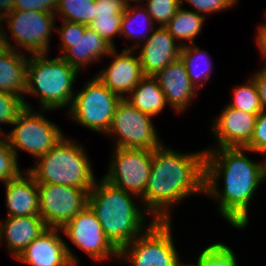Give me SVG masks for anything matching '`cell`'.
Returning <instances> with one entry per match:
<instances>
[{"label": "cell", "instance_id": "4", "mask_svg": "<svg viewBox=\"0 0 266 266\" xmlns=\"http://www.w3.org/2000/svg\"><path fill=\"white\" fill-rule=\"evenodd\" d=\"M48 54L28 57L25 96L39 97L40 109L71 108L74 84L81 73L69 65L60 55L49 59Z\"/></svg>", "mask_w": 266, "mask_h": 266}, {"label": "cell", "instance_id": "31", "mask_svg": "<svg viewBox=\"0 0 266 266\" xmlns=\"http://www.w3.org/2000/svg\"><path fill=\"white\" fill-rule=\"evenodd\" d=\"M147 9L154 24L164 27L181 7V0H145ZM157 22V23H156Z\"/></svg>", "mask_w": 266, "mask_h": 266}, {"label": "cell", "instance_id": "21", "mask_svg": "<svg viewBox=\"0 0 266 266\" xmlns=\"http://www.w3.org/2000/svg\"><path fill=\"white\" fill-rule=\"evenodd\" d=\"M5 184L8 216H40L38 184L26 170Z\"/></svg>", "mask_w": 266, "mask_h": 266}, {"label": "cell", "instance_id": "28", "mask_svg": "<svg viewBox=\"0 0 266 266\" xmlns=\"http://www.w3.org/2000/svg\"><path fill=\"white\" fill-rule=\"evenodd\" d=\"M233 89L232 100L226 105L255 115L262 111L258 89L253 78Z\"/></svg>", "mask_w": 266, "mask_h": 266}, {"label": "cell", "instance_id": "7", "mask_svg": "<svg viewBox=\"0 0 266 266\" xmlns=\"http://www.w3.org/2000/svg\"><path fill=\"white\" fill-rule=\"evenodd\" d=\"M39 111L36 112L33 107H25L11 125L13 129L5 134L17 158L21 150L37 159L49 152L64 137L61 128L43 115L45 111L51 110Z\"/></svg>", "mask_w": 266, "mask_h": 266}, {"label": "cell", "instance_id": "33", "mask_svg": "<svg viewBox=\"0 0 266 266\" xmlns=\"http://www.w3.org/2000/svg\"><path fill=\"white\" fill-rule=\"evenodd\" d=\"M24 108V100L21 97L0 91V126L3 123L11 126ZM2 129L3 127H0V134H5Z\"/></svg>", "mask_w": 266, "mask_h": 266}, {"label": "cell", "instance_id": "11", "mask_svg": "<svg viewBox=\"0 0 266 266\" xmlns=\"http://www.w3.org/2000/svg\"><path fill=\"white\" fill-rule=\"evenodd\" d=\"M56 26L60 36L61 57L72 67L83 71L84 67L107 57L113 47L89 25L61 21Z\"/></svg>", "mask_w": 266, "mask_h": 266}, {"label": "cell", "instance_id": "2", "mask_svg": "<svg viewBox=\"0 0 266 266\" xmlns=\"http://www.w3.org/2000/svg\"><path fill=\"white\" fill-rule=\"evenodd\" d=\"M206 150L182 153L162 144L153 150L145 194L140 205L155 221H171L170 209L191 194H205Z\"/></svg>", "mask_w": 266, "mask_h": 266}, {"label": "cell", "instance_id": "27", "mask_svg": "<svg viewBox=\"0 0 266 266\" xmlns=\"http://www.w3.org/2000/svg\"><path fill=\"white\" fill-rule=\"evenodd\" d=\"M95 7V0H57L55 15L62 21L90 25L95 19Z\"/></svg>", "mask_w": 266, "mask_h": 266}, {"label": "cell", "instance_id": "39", "mask_svg": "<svg viewBox=\"0 0 266 266\" xmlns=\"http://www.w3.org/2000/svg\"><path fill=\"white\" fill-rule=\"evenodd\" d=\"M262 24V25H261ZM258 27L257 30V34H256V44L258 49L260 50L259 52H261V57H263V59L266 62V23H261ZM265 67H266V63Z\"/></svg>", "mask_w": 266, "mask_h": 266}, {"label": "cell", "instance_id": "1", "mask_svg": "<svg viewBox=\"0 0 266 266\" xmlns=\"http://www.w3.org/2000/svg\"><path fill=\"white\" fill-rule=\"evenodd\" d=\"M205 154V194L218 201V210L231 226L248 225L250 200L266 180V158L254 162L245 147L209 148ZM223 179V190L217 183Z\"/></svg>", "mask_w": 266, "mask_h": 266}, {"label": "cell", "instance_id": "41", "mask_svg": "<svg viewBox=\"0 0 266 266\" xmlns=\"http://www.w3.org/2000/svg\"><path fill=\"white\" fill-rule=\"evenodd\" d=\"M14 11V0H0V13L8 16Z\"/></svg>", "mask_w": 266, "mask_h": 266}, {"label": "cell", "instance_id": "30", "mask_svg": "<svg viewBox=\"0 0 266 266\" xmlns=\"http://www.w3.org/2000/svg\"><path fill=\"white\" fill-rule=\"evenodd\" d=\"M21 170L18 158L11 149L5 134H0V181L7 183L18 177L23 172Z\"/></svg>", "mask_w": 266, "mask_h": 266}, {"label": "cell", "instance_id": "8", "mask_svg": "<svg viewBox=\"0 0 266 266\" xmlns=\"http://www.w3.org/2000/svg\"><path fill=\"white\" fill-rule=\"evenodd\" d=\"M86 84V85H85ZM121 98L109 90L96 76L74 94L70 119L92 131L107 134L117 104Z\"/></svg>", "mask_w": 266, "mask_h": 266}, {"label": "cell", "instance_id": "19", "mask_svg": "<svg viewBox=\"0 0 266 266\" xmlns=\"http://www.w3.org/2000/svg\"><path fill=\"white\" fill-rule=\"evenodd\" d=\"M153 77L161 87L167 104L177 114L186 111L194 97L197 96L198 90L191 83L185 65L180 58L169 63Z\"/></svg>", "mask_w": 266, "mask_h": 266}, {"label": "cell", "instance_id": "22", "mask_svg": "<svg viewBox=\"0 0 266 266\" xmlns=\"http://www.w3.org/2000/svg\"><path fill=\"white\" fill-rule=\"evenodd\" d=\"M28 57L20 50L6 45L0 49V91L21 97L25 107L31 108V104L23 96L26 90Z\"/></svg>", "mask_w": 266, "mask_h": 266}, {"label": "cell", "instance_id": "32", "mask_svg": "<svg viewBox=\"0 0 266 266\" xmlns=\"http://www.w3.org/2000/svg\"><path fill=\"white\" fill-rule=\"evenodd\" d=\"M122 15L123 14L96 16L89 26L115 48V39L113 38L121 33Z\"/></svg>", "mask_w": 266, "mask_h": 266}, {"label": "cell", "instance_id": "29", "mask_svg": "<svg viewBox=\"0 0 266 266\" xmlns=\"http://www.w3.org/2000/svg\"><path fill=\"white\" fill-rule=\"evenodd\" d=\"M237 258L231 247L216 242L204 248L192 266H238Z\"/></svg>", "mask_w": 266, "mask_h": 266}, {"label": "cell", "instance_id": "18", "mask_svg": "<svg viewBox=\"0 0 266 266\" xmlns=\"http://www.w3.org/2000/svg\"><path fill=\"white\" fill-rule=\"evenodd\" d=\"M137 49L144 75L155 76L169 63L179 58L181 45L176 43L165 27L158 26Z\"/></svg>", "mask_w": 266, "mask_h": 266}, {"label": "cell", "instance_id": "20", "mask_svg": "<svg viewBox=\"0 0 266 266\" xmlns=\"http://www.w3.org/2000/svg\"><path fill=\"white\" fill-rule=\"evenodd\" d=\"M46 229L41 216H8L4 222L0 221L1 245L5 243L8 253L17 259Z\"/></svg>", "mask_w": 266, "mask_h": 266}, {"label": "cell", "instance_id": "17", "mask_svg": "<svg viewBox=\"0 0 266 266\" xmlns=\"http://www.w3.org/2000/svg\"><path fill=\"white\" fill-rule=\"evenodd\" d=\"M256 118L255 114L225 105L212 121L210 131L214 134L217 145L209 148L245 147L252 137Z\"/></svg>", "mask_w": 266, "mask_h": 266}, {"label": "cell", "instance_id": "38", "mask_svg": "<svg viewBox=\"0 0 266 266\" xmlns=\"http://www.w3.org/2000/svg\"><path fill=\"white\" fill-rule=\"evenodd\" d=\"M252 78L257 86L262 111H266V67L253 73Z\"/></svg>", "mask_w": 266, "mask_h": 266}, {"label": "cell", "instance_id": "36", "mask_svg": "<svg viewBox=\"0 0 266 266\" xmlns=\"http://www.w3.org/2000/svg\"><path fill=\"white\" fill-rule=\"evenodd\" d=\"M14 10L40 11L54 13L57 10V0H14Z\"/></svg>", "mask_w": 266, "mask_h": 266}, {"label": "cell", "instance_id": "40", "mask_svg": "<svg viewBox=\"0 0 266 266\" xmlns=\"http://www.w3.org/2000/svg\"><path fill=\"white\" fill-rule=\"evenodd\" d=\"M6 21V16L0 13V35L3 37L4 45L8 46L11 49L17 50L16 45H12L11 41L7 37L8 33L6 32V28L3 27V22Z\"/></svg>", "mask_w": 266, "mask_h": 266}, {"label": "cell", "instance_id": "23", "mask_svg": "<svg viewBox=\"0 0 266 266\" xmlns=\"http://www.w3.org/2000/svg\"><path fill=\"white\" fill-rule=\"evenodd\" d=\"M125 99L152 117L158 116L168 106L165 95L153 76H144Z\"/></svg>", "mask_w": 266, "mask_h": 266}, {"label": "cell", "instance_id": "25", "mask_svg": "<svg viewBox=\"0 0 266 266\" xmlns=\"http://www.w3.org/2000/svg\"><path fill=\"white\" fill-rule=\"evenodd\" d=\"M206 19L207 17L204 15L190 9H185L181 5L172 19L164 27L176 41H180L182 47L188 45V43L195 44L194 40L200 35Z\"/></svg>", "mask_w": 266, "mask_h": 266}, {"label": "cell", "instance_id": "12", "mask_svg": "<svg viewBox=\"0 0 266 266\" xmlns=\"http://www.w3.org/2000/svg\"><path fill=\"white\" fill-rule=\"evenodd\" d=\"M40 216L47 228L62 229L88 205L91 189L37 183Z\"/></svg>", "mask_w": 266, "mask_h": 266}, {"label": "cell", "instance_id": "14", "mask_svg": "<svg viewBox=\"0 0 266 266\" xmlns=\"http://www.w3.org/2000/svg\"><path fill=\"white\" fill-rule=\"evenodd\" d=\"M62 232L93 260L102 262L114 257L119 262V250L106 237L98 218L88 205L62 228Z\"/></svg>", "mask_w": 266, "mask_h": 266}, {"label": "cell", "instance_id": "42", "mask_svg": "<svg viewBox=\"0 0 266 266\" xmlns=\"http://www.w3.org/2000/svg\"><path fill=\"white\" fill-rule=\"evenodd\" d=\"M125 1V3H126V5H130V3H138V5L139 4H144V1L145 0H124Z\"/></svg>", "mask_w": 266, "mask_h": 266}, {"label": "cell", "instance_id": "9", "mask_svg": "<svg viewBox=\"0 0 266 266\" xmlns=\"http://www.w3.org/2000/svg\"><path fill=\"white\" fill-rule=\"evenodd\" d=\"M152 119L126 99H121L106 135L115 141L114 147L154 150L163 143Z\"/></svg>", "mask_w": 266, "mask_h": 266}, {"label": "cell", "instance_id": "5", "mask_svg": "<svg viewBox=\"0 0 266 266\" xmlns=\"http://www.w3.org/2000/svg\"><path fill=\"white\" fill-rule=\"evenodd\" d=\"M71 137H63L49 152L35 160L27 171L37 183L61 184L92 189L96 183L84 147Z\"/></svg>", "mask_w": 266, "mask_h": 266}, {"label": "cell", "instance_id": "35", "mask_svg": "<svg viewBox=\"0 0 266 266\" xmlns=\"http://www.w3.org/2000/svg\"><path fill=\"white\" fill-rule=\"evenodd\" d=\"M238 1L239 0H181V5L186 2L194 8L193 11L206 17V14L209 15L218 11H225V9H231L237 5Z\"/></svg>", "mask_w": 266, "mask_h": 266}, {"label": "cell", "instance_id": "15", "mask_svg": "<svg viewBox=\"0 0 266 266\" xmlns=\"http://www.w3.org/2000/svg\"><path fill=\"white\" fill-rule=\"evenodd\" d=\"M61 233L62 229L47 228L25 248L18 261L31 266H77V256Z\"/></svg>", "mask_w": 266, "mask_h": 266}, {"label": "cell", "instance_id": "16", "mask_svg": "<svg viewBox=\"0 0 266 266\" xmlns=\"http://www.w3.org/2000/svg\"><path fill=\"white\" fill-rule=\"evenodd\" d=\"M136 50L123 49L118 53L116 47L108 56L112 61L95 75L109 90L125 99L145 76Z\"/></svg>", "mask_w": 266, "mask_h": 266}, {"label": "cell", "instance_id": "3", "mask_svg": "<svg viewBox=\"0 0 266 266\" xmlns=\"http://www.w3.org/2000/svg\"><path fill=\"white\" fill-rule=\"evenodd\" d=\"M99 180L88 194V206L98 218L106 237L120 250L144 233L155 220L152 219L145 228L144 216L149 213L134 202V198L139 197L113 186L103 177Z\"/></svg>", "mask_w": 266, "mask_h": 266}, {"label": "cell", "instance_id": "26", "mask_svg": "<svg viewBox=\"0 0 266 266\" xmlns=\"http://www.w3.org/2000/svg\"><path fill=\"white\" fill-rule=\"evenodd\" d=\"M207 53L195 44L184 45L180 50L179 58L184 63L188 77L197 90L203 87V82L206 84L213 70L212 59Z\"/></svg>", "mask_w": 266, "mask_h": 266}, {"label": "cell", "instance_id": "43", "mask_svg": "<svg viewBox=\"0 0 266 266\" xmlns=\"http://www.w3.org/2000/svg\"><path fill=\"white\" fill-rule=\"evenodd\" d=\"M4 46L3 37L0 35V49Z\"/></svg>", "mask_w": 266, "mask_h": 266}, {"label": "cell", "instance_id": "13", "mask_svg": "<svg viewBox=\"0 0 266 266\" xmlns=\"http://www.w3.org/2000/svg\"><path fill=\"white\" fill-rule=\"evenodd\" d=\"M56 19L54 13L14 10L6 16V27L18 47L17 51L20 47L30 55L49 54Z\"/></svg>", "mask_w": 266, "mask_h": 266}, {"label": "cell", "instance_id": "44", "mask_svg": "<svg viewBox=\"0 0 266 266\" xmlns=\"http://www.w3.org/2000/svg\"><path fill=\"white\" fill-rule=\"evenodd\" d=\"M180 266H192L191 264H185V263H182Z\"/></svg>", "mask_w": 266, "mask_h": 266}, {"label": "cell", "instance_id": "10", "mask_svg": "<svg viewBox=\"0 0 266 266\" xmlns=\"http://www.w3.org/2000/svg\"><path fill=\"white\" fill-rule=\"evenodd\" d=\"M112 152L110 167L103 178L141 199L150 176L153 150L114 147Z\"/></svg>", "mask_w": 266, "mask_h": 266}, {"label": "cell", "instance_id": "6", "mask_svg": "<svg viewBox=\"0 0 266 266\" xmlns=\"http://www.w3.org/2000/svg\"><path fill=\"white\" fill-rule=\"evenodd\" d=\"M171 221H155L144 233L119 250V260L131 266H180ZM124 259V260H123Z\"/></svg>", "mask_w": 266, "mask_h": 266}, {"label": "cell", "instance_id": "34", "mask_svg": "<svg viewBox=\"0 0 266 266\" xmlns=\"http://www.w3.org/2000/svg\"><path fill=\"white\" fill-rule=\"evenodd\" d=\"M246 152L266 155V111H261L256 118L254 130Z\"/></svg>", "mask_w": 266, "mask_h": 266}, {"label": "cell", "instance_id": "24", "mask_svg": "<svg viewBox=\"0 0 266 266\" xmlns=\"http://www.w3.org/2000/svg\"><path fill=\"white\" fill-rule=\"evenodd\" d=\"M142 5L143 4H139V6H137L138 8L135 6V4L133 6L131 4L127 5L122 15L120 35H123L126 40L130 39L132 40V42H134L132 43V46H127V48L124 49L137 50V48L142 44V42H145L151 36L153 31L157 28L155 27L156 25L150 17L147 9ZM135 24L137 26L138 24H140V26L141 24L145 25L144 28L142 27V32H140V30H135Z\"/></svg>", "mask_w": 266, "mask_h": 266}, {"label": "cell", "instance_id": "37", "mask_svg": "<svg viewBox=\"0 0 266 266\" xmlns=\"http://www.w3.org/2000/svg\"><path fill=\"white\" fill-rule=\"evenodd\" d=\"M95 5V18L123 14L127 6L124 0H95Z\"/></svg>", "mask_w": 266, "mask_h": 266}]
</instances>
